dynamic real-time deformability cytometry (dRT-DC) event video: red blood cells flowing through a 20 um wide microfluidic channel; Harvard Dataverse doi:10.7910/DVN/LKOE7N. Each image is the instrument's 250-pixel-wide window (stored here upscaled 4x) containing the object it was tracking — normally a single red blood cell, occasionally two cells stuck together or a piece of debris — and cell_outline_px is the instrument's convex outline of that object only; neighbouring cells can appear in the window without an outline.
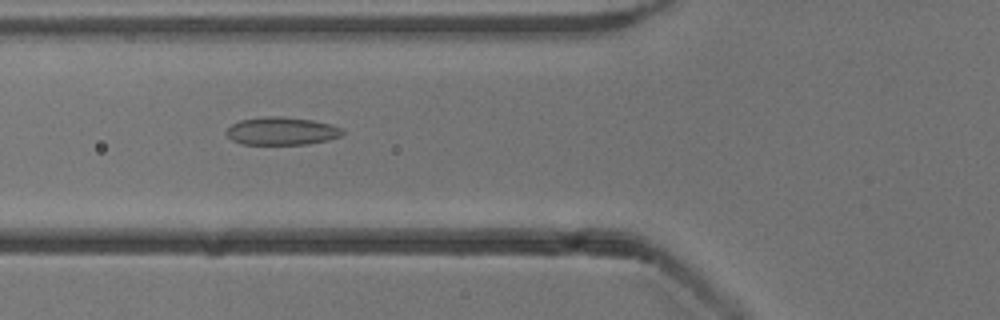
{"species": "common noctule bat (a hibernating species)", "species_latin": "Nyctalus noctula", "temperature_condition": "cold", "stored_images_in_passage": 25, "camera_frame_rate_fps": 3000, "um_per_image_px": 0.085, "animal": {"sex": "male", "body_mass_g": 13.3}, "frame": {"image": 1, "passage_image": 4, "time_ms": 1.0, "image_size_px": [1000, 320], "cell_outline_px": [[344, 132], [340, 136], [328, 140], [308, 144], [244, 144], [232, 140], [224, 132], [232, 124], [240, 120], [264, 116], [280, 116], [312, 120], [344, 128]], "centroid_in_image_um": [23.94, 11.13], "position_along_channel_um": 101.9, "area_um2": 18.84}}
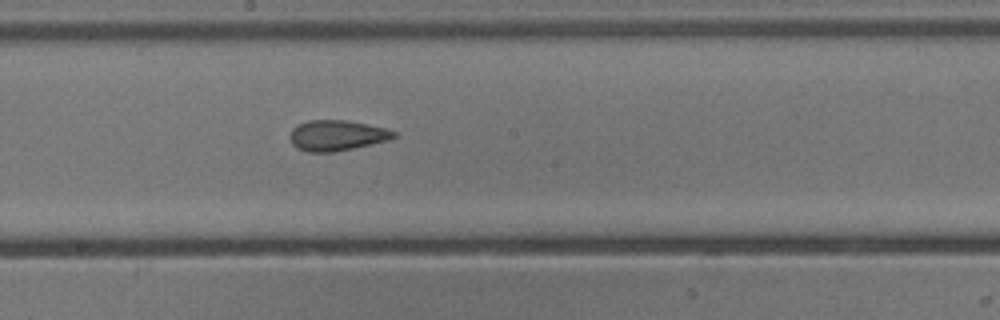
{"frame": {"image": 2, "passage_image": 13, "time_ms": 4.0, "image_size_px": [1000, 320], "cell_outline_px": [[396, 136], [388, 140], [352, 148], [332, 152], [308, 152], [296, 148], [292, 144], [292, 128], [308, 120], [348, 120], [384, 128], [396, 132]], "centroid_in_image_um": [28.63, 11.51], "position_along_channel_um": 219.6, "area_um2": 18.15}}
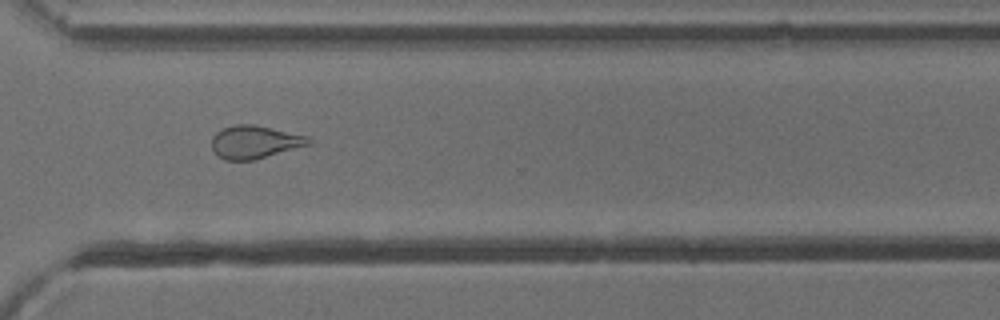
{"frame": {"image": 3, "passage_image": 23, "time_ms": 7.333, "image_size_px": [1000, 320], "cell_outline_px": [[312, 144], [252, 160], [224, 160], [212, 148], [212, 136], [216, 132], [232, 124], [256, 124], [308, 136], [312, 140]], "centroid_in_image_um": [21.67, 12.05], "position_along_channel_um": 348.9, "area_um2": 18.61}, "authors_computed_cell_mechanics": {"area_um2": 18.496, "velocity_mm_per_s": 3.9065, "shape_relaxation_time_tau1_ms": null, "shape_relaxation_time_tau2_ms": 2.4782, "deformation_change_tau1": null, "deformation_change_tau2": 0.1088}}